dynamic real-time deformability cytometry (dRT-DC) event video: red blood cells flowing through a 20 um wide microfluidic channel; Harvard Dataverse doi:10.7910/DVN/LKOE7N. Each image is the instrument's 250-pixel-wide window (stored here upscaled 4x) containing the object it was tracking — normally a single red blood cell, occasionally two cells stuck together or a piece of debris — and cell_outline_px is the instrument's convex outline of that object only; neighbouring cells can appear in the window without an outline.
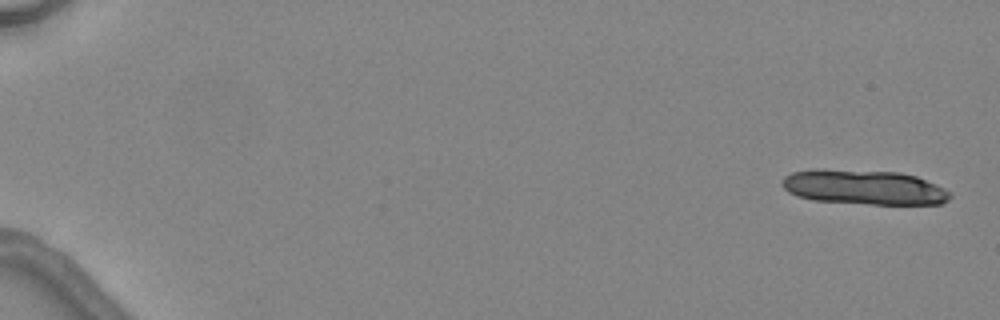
{"species": "common noctule bat (a hibernating species)", "species_latin": "Nyctalus noctula", "temperature_condition": "warm", "stored_images_in_passage": 5, "camera_frame_rate_fps": 3000, "um_per_image_px": 0.085, "animal": {"sex": "female", "body_mass_g": 24.6, "forearm_length_mm": 56.2}, "frame": {"image": 1, "passage_image": 1, "time_ms": 0.0, "image_size_px": [1000, 320], "cell_outline_px": [[952, 196], [948, 200], [940, 204], [872, 204], [812, 200], [796, 196], [788, 192], [780, 184], [780, 180], [784, 176], [792, 172], [812, 168], [816, 168], [900, 172], [916, 176], [936, 184], [952, 192]], "centroid_in_image_um": [73.4, 15.9], "position_along_channel_um": 11.6, "area_um2": 34.51}}
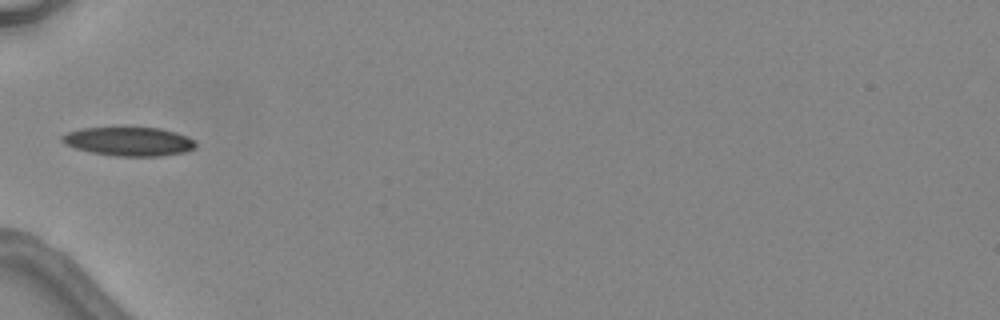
{"frame": {"image": 2, "passage_image": 5, "time_ms": 6.0, "image_size_px": [1000, 320], "cell_outline_px": [[196, 148], [184, 152], [160, 156], [116, 156], [92, 152], [76, 148], [64, 144], [60, 140], [60, 136], [68, 132], [80, 128], [160, 128], [176, 132], [188, 136], [196, 144]], "centroid_in_image_um": [10.95, 12.02], "position_along_channel_um": 74.1, "area_um2": 22.37}}